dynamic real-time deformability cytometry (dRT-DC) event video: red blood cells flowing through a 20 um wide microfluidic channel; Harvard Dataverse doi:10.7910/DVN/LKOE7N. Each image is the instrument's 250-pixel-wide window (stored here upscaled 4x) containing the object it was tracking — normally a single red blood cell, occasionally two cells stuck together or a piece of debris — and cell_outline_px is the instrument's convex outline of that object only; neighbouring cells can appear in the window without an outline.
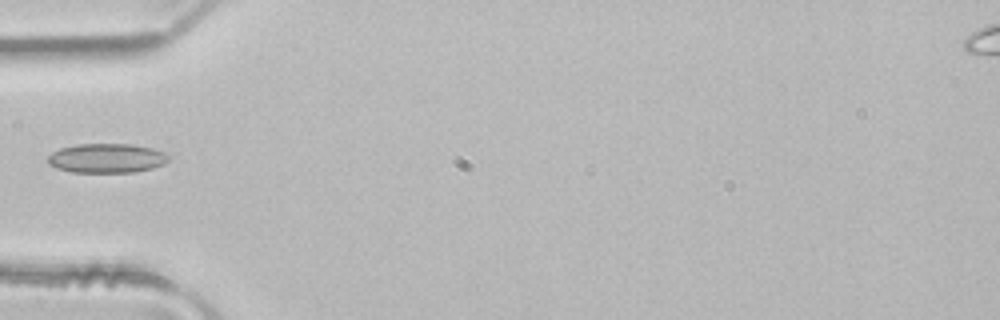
{"species": "common noctule bat (a hibernating species)", "species_latin": "Nyctalus noctula", "temperature_condition": "room temperature", "stored_images_in_passage": 4, "camera_frame_rate_fps": 3000, "um_per_image_px": 0.085, "animal": {"sex": "male", "body_mass_g": 21.5, "forearm_length_mm": 52.0}, "frame": {"image": 1, "passage_image": 4, "time_ms": 1.0, "image_size_px": [1000, 320], "cell_outline_px": [[172, 156], [164, 164], [152, 168], [132, 172], [72, 172], [56, 168], [48, 164], [48, 156], [52, 152], [60, 148], [76, 144], [132, 144], [152, 148], [164, 152]], "centroid_in_image_um": [9.07, 13.44], "position_along_channel_um": 75.9, "area_um2": 20.75}}